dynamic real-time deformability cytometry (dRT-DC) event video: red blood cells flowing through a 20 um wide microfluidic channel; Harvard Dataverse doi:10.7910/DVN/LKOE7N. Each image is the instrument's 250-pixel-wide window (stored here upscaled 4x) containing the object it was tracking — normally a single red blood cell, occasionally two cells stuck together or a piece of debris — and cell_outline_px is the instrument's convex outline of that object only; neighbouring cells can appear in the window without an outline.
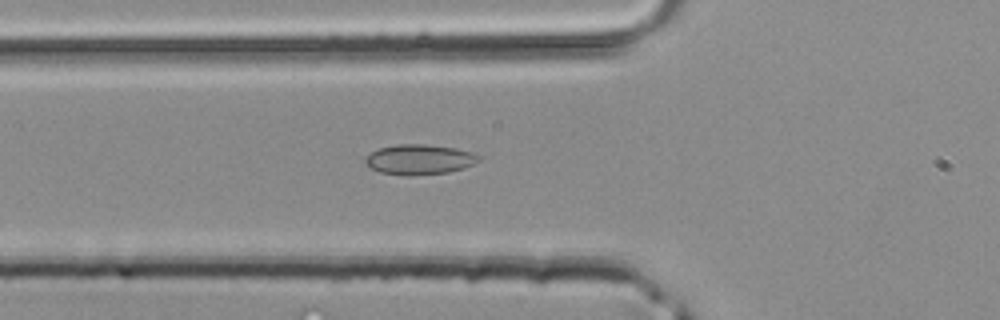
{"species": "common noctule bat (a hibernating species)", "species_latin": "Nyctalus noctula", "temperature_condition": "room temperature", "stored_images_in_passage": 31, "camera_frame_rate_fps": 3000, "um_per_image_px": 0.085, "animal": {"sex": "male", "body_mass_g": 20.4}, "frame": {"image": 1, "passage_image": 4, "time_ms": 1.0, "image_size_px": [1000, 320], "cell_outline_px": [[480, 160], [464, 168], [448, 172], [412, 176], [408, 176], [380, 172], [368, 168], [364, 164], [364, 160], [372, 152], [380, 148], [396, 144], [428, 144], [456, 148], [472, 152], [480, 156]], "centroid_in_image_um": [35.63, 13.56], "position_along_channel_um": 90.2, "area_um2": 20.06}}
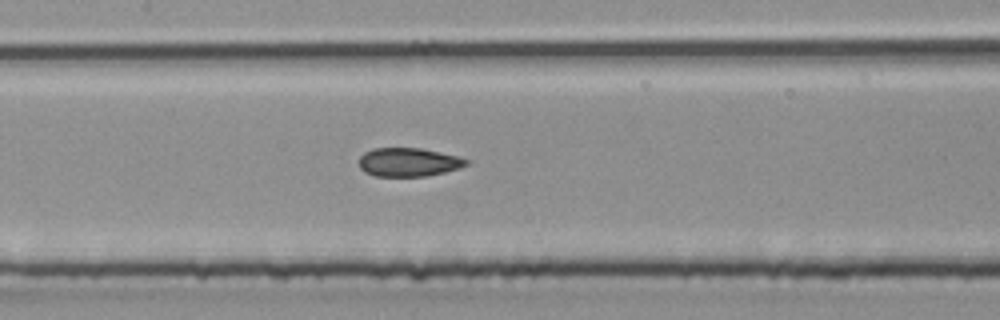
{"frame": {"image": 2, "passage_image": 9, "time_ms": 2.667, "image_size_px": [1000, 320], "cell_outline_px": [[468, 164], [460, 168], [428, 176], [376, 176], [364, 172], [360, 168], [360, 156], [364, 152], [372, 148], [420, 148], [456, 156], [468, 160]], "centroid_in_image_um": [34.7, 13.79], "position_along_channel_um": 172.7, "area_um2": 17.8}}
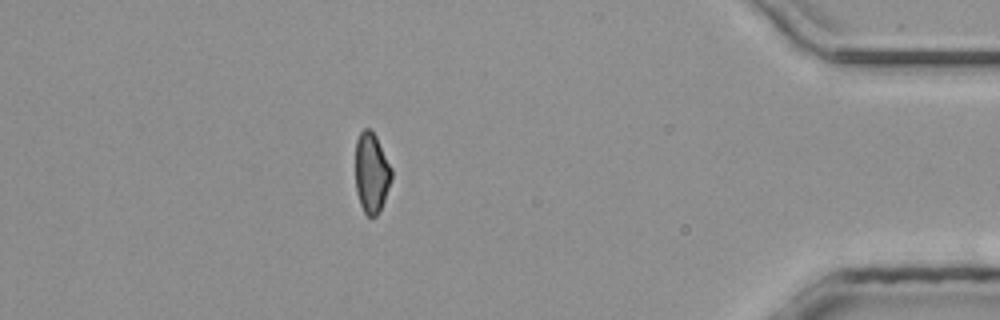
{"frame": {"image": 3, "passage_image": 26, "time_ms": 8.333, "image_size_px": [1000, 320], "cell_outline_px": [[392, 176], [380, 212], [376, 216], [368, 216], [364, 212], [360, 204], [356, 192], [356, 140], [360, 132], [364, 128], [368, 128], [376, 136], [392, 168]], "centroid_in_image_um": [31.58, 14.69], "position_along_channel_um": 403.6, "area_um2": 16.82}}